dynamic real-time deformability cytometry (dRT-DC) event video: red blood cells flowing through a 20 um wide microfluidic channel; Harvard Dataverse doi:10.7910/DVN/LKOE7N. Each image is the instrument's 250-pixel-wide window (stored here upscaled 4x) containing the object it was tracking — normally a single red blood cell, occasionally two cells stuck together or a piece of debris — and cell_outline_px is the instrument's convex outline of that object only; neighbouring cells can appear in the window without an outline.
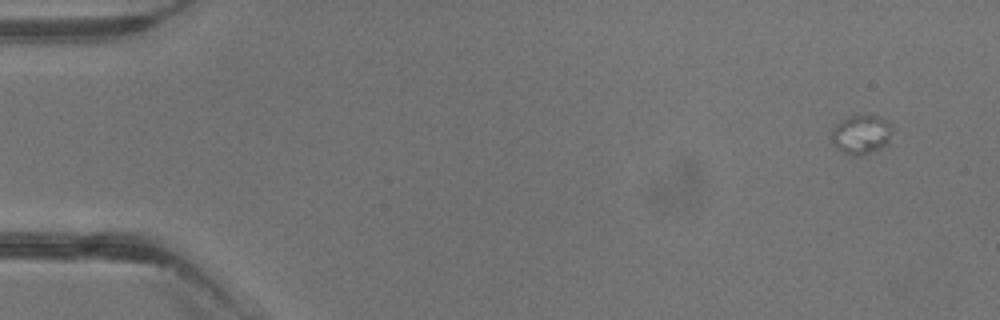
{"species": "common noctule bat (a hibernating species)", "species_latin": "Nyctalus noctula", "temperature_condition": "warm", "stored_images_in_passage": 4, "camera_frame_rate_fps": 3000, "um_per_image_px": 0.085, "animal": {"sex": "male", "body_mass_g": 13.3}, "frame": {"image": 1, "passage_image": 1, "time_ms": 0.0, "image_size_px": [1000, 320], "cell_outline_px": [[892, 132], [888, 144], [880, 148], [860, 156], [852, 156], [836, 148], [832, 140], [832, 128], [840, 120], [848, 116], [880, 116], [892, 128]], "centroid_in_image_um": [73.19, 11.44], "position_along_channel_um": 11.8, "area_um2": 13.76}}